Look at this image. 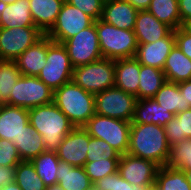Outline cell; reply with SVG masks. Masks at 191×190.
Returning a JSON list of instances; mask_svg holds the SVG:
<instances>
[{"mask_svg": "<svg viewBox=\"0 0 191 190\" xmlns=\"http://www.w3.org/2000/svg\"><path fill=\"white\" fill-rule=\"evenodd\" d=\"M129 154L156 163L159 167L167 164L170 145L165 129L157 124H131Z\"/></svg>", "mask_w": 191, "mask_h": 190, "instance_id": "1", "label": "cell"}, {"mask_svg": "<svg viewBox=\"0 0 191 190\" xmlns=\"http://www.w3.org/2000/svg\"><path fill=\"white\" fill-rule=\"evenodd\" d=\"M31 126L44 140L45 150L56 152L64 137L75 127L52 102L28 110Z\"/></svg>", "mask_w": 191, "mask_h": 190, "instance_id": "2", "label": "cell"}, {"mask_svg": "<svg viewBox=\"0 0 191 190\" xmlns=\"http://www.w3.org/2000/svg\"><path fill=\"white\" fill-rule=\"evenodd\" d=\"M53 103L74 127H83L95 114L94 94L85 91L72 80L54 91Z\"/></svg>", "mask_w": 191, "mask_h": 190, "instance_id": "3", "label": "cell"}, {"mask_svg": "<svg viewBox=\"0 0 191 190\" xmlns=\"http://www.w3.org/2000/svg\"><path fill=\"white\" fill-rule=\"evenodd\" d=\"M94 23L103 58L116 61L135 57L138 43L134 30L120 29L101 19Z\"/></svg>", "mask_w": 191, "mask_h": 190, "instance_id": "4", "label": "cell"}, {"mask_svg": "<svg viewBox=\"0 0 191 190\" xmlns=\"http://www.w3.org/2000/svg\"><path fill=\"white\" fill-rule=\"evenodd\" d=\"M83 128L91 137L104 140L121 155L128 152L131 122L95 113Z\"/></svg>", "mask_w": 191, "mask_h": 190, "instance_id": "5", "label": "cell"}, {"mask_svg": "<svg viewBox=\"0 0 191 190\" xmlns=\"http://www.w3.org/2000/svg\"><path fill=\"white\" fill-rule=\"evenodd\" d=\"M115 61L107 58L75 67L72 81L87 92L100 93L115 84Z\"/></svg>", "mask_w": 191, "mask_h": 190, "instance_id": "6", "label": "cell"}, {"mask_svg": "<svg viewBox=\"0 0 191 190\" xmlns=\"http://www.w3.org/2000/svg\"><path fill=\"white\" fill-rule=\"evenodd\" d=\"M73 65L63 43L52 41L48 45L46 65L38 78L52 91L72 80Z\"/></svg>", "mask_w": 191, "mask_h": 190, "instance_id": "7", "label": "cell"}, {"mask_svg": "<svg viewBox=\"0 0 191 190\" xmlns=\"http://www.w3.org/2000/svg\"><path fill=\"white\" fill-rule=\"evenodd\" d=\"M138 99L116 86L94 94L95 113L131 122Z\"/></svg>", "mask_w": 191, "mask_h": 190, "instance_id": "8", "label": "cell"}, {"mask_svg": "<svg viewBox=\"0 0 191 190\" xmlns=\"http://www.w3.org/2000/svg\"><path fill=\"white\" fill-rule=\"evenodd\" d=\"M54 91L38 77L22 75L10 94V105L25 109L53 102Z\"/></svg>", "mask_w": 191, "mask_h": 190, "instance_id": "9", "label": "cell"}, {"mask_svg": "<svg viewBox=\"0 0 191 190\" xmlns=\"http://www.w3.org/2000/svg\"><path fill=\"white\" fill-rule=\"evenodd\" d=\"M63 45L74 68L103 58L94 22L89 27L67 39L63 42Z\"/></svg>", "mask_w": 191, "mask_h": 190, "instance_id": "10", "label": "cell"}, {"mask_svg": "<svg viewBox=\"0 0 191 190\" xmlns=\"http://www.w3.org/2000/svg\"><path fill=\"white\" fill-rule=\"evenodd\" d=\"M43 36L36 26L0 27V60L14 61Z\"/></svg>", "mask_w": 191, "mask_h": 190, "instance_id": "11", "label": "cell"}, {"mask_svg": "<svg viewBox=\"0 0 191 190\" xmlns=\"http://www.w3.org/2000/svg\"><path fill=\"white\" fill-rule=\"evenodd\" d=\"M93 22L90 16L65 1L54 26L46 35L55 42L63 43Z\"/></svg>", "mask_w": 191, "mask_h": 190, "instance_id": "12", "label": "cell"}, {"mask_svg": "<svg viewBox=\"0 0 191 190\" xmlns=\"http://www.w3.org/2000/svg\"><path fill=\"white\" fill-rule=\"evenodd\" d=\"M159 166L149 160L122 154L118 163V172L130 184L154 185Z\"/></svg>", "mask_w": 191, "mask_h": 190, "instance_id": "13", "label": "cell"}, {"mask_svg": "<svg viewBox=\"0 0 191 190\" xmlns=\"http://www.w3.org/2000/svg\"><path fill=\"white\" fill-rule=\"evenodd\" d=\"M88 145V132L83 127H75L64 137L56 154L61 162L83 167L87 159Z\"/></svg>", "mask_w": 191, "mask_h": 190, "instance_id": "14", "label": "cell"}, {"mask_svg": "<svg viewBox=\"0 0 191 190\" xmlns=\"http://www.w3.org/2000/svg\"><path fill=\"white\" fill-rule=\"evenodd\" d=\"M175 46L174 30L153 43L138 44L135 59L142 65L163 70L166 59Z\"/></svg>", "mask_w": 191, "mask_h": 190, "instance_id": "15", "label": "cell"}, {"mask_svg": "<svg viewBox=\"0 0 191 190\" xmlns=\"http://www.w3.org/2000/svg\"><path fill=\"white\" fill-rule=\"evenodd\" d=\"M29 123L28 109L1 104L0 106V139L17 142L26 125Z\"/></svg>", "mask_w": 191, "mask_h": 190, "instance_id": "16", "label": "cell"}, {"mask_svg": "<svg viewBox=\"0 0 191 190\" xmlns=\"http://www.w3.org/2000/svg\"><path fill=\"white\" fill-rule=\"evenodd\" d=\"M52 41L50 37L44 35L14 60L22 75L38 77L46 65L48 45Z\"/></svg>", "mask_w": 191, "mask_h": 190, "instance_id": "17", "label": "cell"}, {"mask_svg": "<svg viewBox=\"0 0 191 190\" xmlns=\"http://www.w3.org/2000/svg\"><path fill=\"white\" fill-rule=\"evenodd\" d=\"M137 13L125 0H105L101 20L120 29L134 30Z\"/></svg>", "mask_w": 191, "mask_h": 190, "instance_id": "18", "label": "cell"}, {"mask_svg": "<svg viewBox=\"0 0 191 190\" xmlns=\"http://www.w3.org/2000/svg\"><path fill=\"white\" fill-rule=\"evenodd\" d=\"M173 29L159 21L148 10H140L137 13L134 33L138 44L153 43L166 37Z\"/></svg>", "mask_w": 191, "mask_h": 190, "instance_id": "19", "label": "cell"}, {"mask_svg": "<svg viewBox=\"0 0 191 190\" xmlns=\"http://www.w3.org/2000/svg\"><path fill=\"white\" fill-rule=\"evenodd\" d=\"M114 65V86L124 92L136 95L139 100L140 63L133 57L116 60Z\"/></svg>", "mask_w": 191, "mask_h": 190, "instance_id": "20", "label": "cell"}, {"mask_svg": "<svg viewBox=\"0 0 191 190\" xmlns=\"http://www.w3.org/2000/svg\"><path fill=\"white\" fill-rule=\"evenodd\" d=\"M65 0H29L34 25L46 35L54 26Z\"/></svg>", "mask_w": 191, "mask_h": 190, "instance_id": "21", "label": "cell"}, {"mask_svg": "<svg viewBox=\"0 0 191 190\" xmlns=\"http://www.w3.org/2000/svg\"><path fill=\"white\" fill-rule=\"evenodd\" d=\"M174 114L165 110L156 101L151 99L138 100L131 124H157L165 126L167 122L174 118Z\"/></svg>", "mask_w": 191, "mask_h": 190, "instance_id": "22", "label": "cell"}, {"mask_svg": "<svg viewBox=\"0 0 191 190\" xmlns=\"http://www.w3.org/2000/svg\"><path fill=\"white\" fill-rule=\"evenodd\" d=\"M57 183L64 190H90L93 183L83 167H74L65 162H59Z\"/></svg>", "mask_w": 191, "mask_h": 190, "instance_id": "23", "label": "cell"}, {"mask_svg": "<svg viewBox=\"0 0 191 190\" xmlns=\"http://www.w3.org/2000/svg\"><path fill=\"white\" fill-rule=\"evenodd\" d=\"M163 72L168 82L191 80V60L175 45L166 59Z\"/></svg>", "mask_w": 191, "mask_h": 190, "instance_id": "24", "label": "cell"}, {"mask_svg": "<svg viewBox=\"0 0 191 190\" xmlns=\"http://www.w3.org/2000/svg\"><path fill=\"white\" fill-rule=\"evenodd\" d=\"M24 26H35L29 0H17L14 3H7L1 13L0 27L16 28Z\"/></svg>", "mask_w": 191, "mask_h": 190, "instance_id": "25", "label": "cell"}, {"mask_svg": "<svg viewBox=\"0 0 191 190\" xmlns=\"http://www.w3.org/2000/svg\"><path fill=\"white\" fill-rule=\"evenodd\" d=\"M22 161H32L45 150V144L42 136L31 126L30 122L26 129L14 143Z\"/></svg>", "mask_w": 191, "mask_h": 190, "instance_id": "26", "label": "cell"}, {"mask_svg": "<svg viewBox=\"0 0 191 190\" xmlns=\"http://www.w3.org/2000/svg\"><path fill=\"white\" fill-rule=\"evenodd\" d=\"M166 82L163 70L140 64L139 100L153 98Z\"/></svg>", "mask_w": 191, "mask_h": 190, "instance_id": "27", "label": "cell"}, {"mask_svg": "<svg viewBox=\"0 0 191 190\" xmlns=\"http://www.w3.org/2000/svg\"><path fill=\"white\" fill-rule=\"evenodd\" d=\"M152 99L174 115L185 111V99L180 93L178 83L167 81Z\"/></svg>", "mask_w": 191, "mask_h": 190, "instance_id": "28", "label": "cell"}, {"mask_svg": "<svg viewBox=\"0 0 191 190\" xmlns=\"http://www.w3.org/2000/svg\"><path fill=\"white\" fill-rule=\"evenodd\" d=\"M153 190H191L184 171L170 168L168 166L159 167Z\"/></svg>", "mask_w": 191, "mask_h": 190, "instance_id": "29", "label": "cell"}, {"mask_svg": "<svg viewBox=\"0 0 191 190\" xmlns=\"http://www.w3.org/2000/svg\"><path fill=\"white\" fill-rule=\"evenodd\" d=\"M147 10L173 30L181 27L178 0H151Z\"/></svg>", "mask_w": 191, "mask_h": 190, "instance_id": "30", "label": "cell"}, {"mask_svg": "<svg viewBox=\"0 0 191 190\" xmlns=\"http://www.w3.org/2000/svg\"><path fill=\"white\" fill-rule=\"evenodd\" d=\"M170 146L184 139H191V108L180 112L164 126Z\"/></svg>", "mask_w": 191, "mask_h": 190, "instance_id": "31", "label": "cell"}, {"mask_svg": "<svg viewBox=\"0 0 191 190\" xmlns=\"http://www.w3.org/2000/svg\"><path fill=\"white\" fill-rule=\"evenodd\" d=\"M59 158L56 152L44 151L38 157L34 158L31 163L34 165L38 176L47 186L57 184V171Z\"/></svg>", "mask_w": 191, "mask_h": 190, "instance_id": "32", "label": "cell"}, {"mask_svg": "<svg viewBox=\"0 0 191 190\" xmlns=\"http://www.w3.org/2000/svg\"><path fill=\"white\" fill-rule=\"evenodd\" d=\"M22 76L15 61L0 60V103L10 105V94Z\"/></svg>", "mask_w": 191, "mask_h": 190, "instance_id": "33", "label": "cell"}, {"mask_svg": "<svg viewBox=\"0 0 191 190\" xmlns=\"http://www.w3.org/2000/svg\"><path fill=\"white\" fill-rule=\"evenodd\" d=\"M15 182L22 190H46L47 188L30 161H22L16 166Z\"/></svg>", "mask_w": 191, "mask_h": 190, "instance_id": "34", "label": "cell"}, {"mask_svg": "<svg viewBox=\"0 0 191 190\" xmlns=\"http://www.w3.org/2000/svg\"><path fill=\"white\" fill-rule=\"evenodd\" d=\"M166 166L180 170H191V139H184L170 146Z\"/></svg>", "mask_w": 191, "mask_h": 190, "instance_id": "35", "label": "cell"}, {"mask_svg": "<svg viewBox=\"0 0 191 190\" xmlns=\"http://www.w3.org/2000/svg\"><path fill=\"white\" fill-rule=\"evenodd\" d=\"M93 186L97 190H148L154 185L130 184L128 181L124 180L117 171L116 173L99 179L93 184Z\"/></svg>", "mask_w": 191, "mask_h": 190, "instance_id": "36", "label": "cell"}, {"mask_svg": "<svg viewBox=\"0 0 191 190\" xmlns=\"http://www.w3.org/2000/svg\"><path fill=\"white\" fill-rule=\"evenodd\" d=\"M119 159H102L93 162H86L83 166L85 172L94 184L99 179L118 171Z\"/></svg>", "mask_w": 191, "mask_h": 190, "instance_id": "37", "label": "cell"}, {"mask_svg": "<svg viewBox=\"0 0 191 190\" xmlns=\"http://www.w3.org/2000/svg\"><path fill=\"white\" fill-rule=\"evenodd\" d=\"M121 154L112 148L107 142L89 135V145L86 162L104 159H120Z\"/></svg>", "mask_w": 191, "mask_h": 190, "instance_id": "38", "label": "cell"}, {"mask_svg": "<svg viewBox=\"0 0 191 190\" xmlns=\"http://www.w3.org/2000/svg\"><path fill=\"white\" fill-rule=\"evenodd\" d=\"M73 7L79 8L94 21L101 19L105 0H65Z\"/></svg>", "mask_w": 191, "mask_h": 190, "instance_id": "39", "label": "cell"}, {"mask_svg": "<svg viewBox=\"0 0 191 190\" xmlns=\"http://www.w3.org/2000/svg\"><path fill=\"white\" fill-rule=\"evenodd\" d=\"M22 162L14 143L0 139V166H17Z\"/></svg>", "mask_w": 191, "mask_h": 190, "instance_id": "40", "label": "cell"}, {"mask_svg": "<svg viewBox=\"0 0 191 190\" xmlns=\"http://www.w3.org/2000/svg\"><path fill=\"white\" fill-rule=\"evenodd\" d=\"M175 45L191 60V32L184 26L174 30Z\"/></svg>", "mask_w": 191, "mask_h": 190, "instance_id": "41", "label": "cell"}, {"mask_svg": "<svg viewBox=\"0 0 191 190\" xmlns=\"http://www.w3.org/2000/svg\"><path fill=\"white\" fill-rule=\"evenodd\" d=\"M16 166H0V188L15 182Z\"/></svg>", "mask_w": 191, "mask_h": 190, "instance_id": "42", "label": "cell"}, {"mask_svg": "<svg viewBox=\"0 0 191 190\" xmlns=\"http://www.w3.org/2000/svg\"><path fill=\"white\" fill-rule=\"evenodd\" d=\"M181 26L191 20V0H178Z\"/></svg>", "mask_w": 191, "mask_h": 190, "instance_id": "43", "label": "cell"}, {"mask_svg": "<svg viewBox=\"0 0 191 190\" xmlns=\"http://www.w3.org/2000/svg\"><path fill=\"white\" fill-rule=\"evenodd\" d=\"M181 95L185 99V110L191 108V80L182 81L178 83Z\"/></svg>", "mask_w": 191, "mask_h": 190, "instance_id": "44", "label": "cell"}, {"mask_svg": "<svg viewBox=\"0 0 191 190\" xmlns=\"http://www.w3.org/2000/svg\"><path fill=\"white\" fill-rule=\"evenodd\" d=\"M125 1L129 2L138 11L147 10L151 2V0H125Z\"/></svg>", "mask_w": 191, "mask_h": 190, "instance_id": "45", "label": "cell"}, {"mask_svg": "<svg viewBox=\"0 0 191 190\" xmlns=\"http://www.w3.org/2000/svg\"><path fill=\"white\" fill-rule=\"evenodd\" d=\"M0 190H22L16 182L8 183L1 187Z\"/></svg>", "mask_w": 191, "mask_h": 190, "instance_id": "46", "label": "cell"}, {"mask_svg": "<svg viewBox=\"0 0 191 190\" xmlns=\"http://www.w3.org/2000/svg\"><path fill=\"white\" fill-rule=\"evenodd\" d=\"M46 190H64L58 183L47 186Z\"/></svg>", "mask_w": 191, "mask_h": 190, "instance_id": "47", "label": "cell"}, {"mask_svg": "<svg viewBox=\"0 0 191 190\" xmlns=\"http://www.w3.org/2000/svg\"><path fill=\"white\" fill-rule=\"evenodd\" d=\"M186 176L188 183L191 185V170H182Z\"/></svg>", "mask_w": 191, "mask_h": 190, "instance_id": "48", "label": "cell"}, {"mask_svg": "<svg viewBox=\"0 0 191 190\" xmlns=\"http://www.w3.org/2000/svg\"><path fill=\"white\" fill-rule=\"evenodd\" d=\"M6 6H7V3L0 1V19H1V13L3 12Z\"/></svg>", "mask_w": 191, "mask_h": 190, "instance_id": "49", "label": "cell"}, {"mask_svg": "<svg viewBox=\"0 0 191 190\" xmlns=\"http://www.w3.org/2000/svg\"><path fill=\"white\" fill-rule=\"evenodd\" d=\"M184 27L191 32V20L188 21V22L184 25Z\"/></svg>", "mask_w": 191, "mask_h": 190, "instance_id": "50", "label": "cell"}, {"mask_svg": "<svg viewBox=\"0 0 191 190\" xmlns=\"http://www.w3.org/2000/svg\"><path fill=\"white\" fill-rule=\"evenodd\" d=\"M0 1H2L4 3H14L17 0H0Z\"/></svg>", "mask_w": 191, "mask_h": 190, "instance_id": "51", "label": "cell"}, {"mask_svg": "<svg viewBox=\"0 0 191 190\" xmlns=\"http://www.w3.org/2000/svg\"><path fill=\"white\" fill-rule=\"evenodd\" d=\"M90 190H97L94 186Z\"/></svg>", "mask_w": 191, "mask_h": 190, "instance_id": "52", "label": "cell"}]
</instances>
